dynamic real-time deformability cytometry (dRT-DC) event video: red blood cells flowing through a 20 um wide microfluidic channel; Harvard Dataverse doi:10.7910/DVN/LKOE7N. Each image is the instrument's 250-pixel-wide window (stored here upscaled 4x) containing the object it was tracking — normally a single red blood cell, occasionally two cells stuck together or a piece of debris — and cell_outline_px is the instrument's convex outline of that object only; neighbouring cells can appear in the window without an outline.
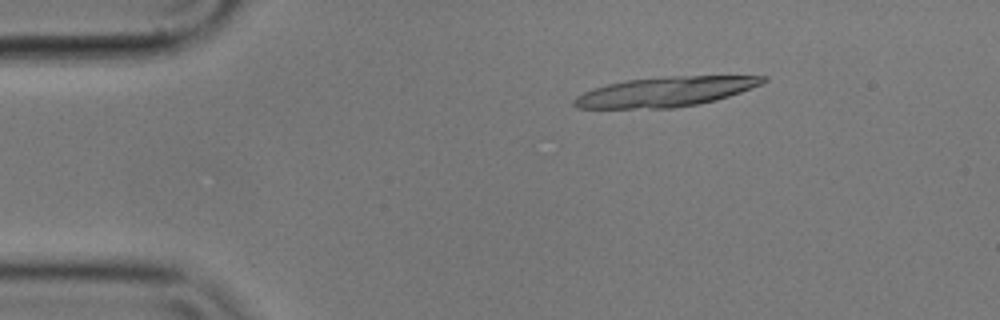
{"species": "common noctule bat (a hibernating species)", "species_latin": "Nyctalus noctula", "temperature_condition": "cold", "stored_images_in_passage": 6, "camera_frame_rate_fps": 3000, "um_per_image_px": 0.085, "animal": {"sex": "male", "body_mass_g": 17.9}, "frame": {"image": 1, "passage_image": 3, "time_ms": 0.667, "image_size_px": [1000, 320], "cell_outline_px": [[768, 80], [760, 84], [740, 92], [716, 100], [700, 104], [672, 108], [576, 108], [572, 104], [572, 100], [576, 96], [592, 88], [608, 84], [628, 80], [664, 76], [768, 76]], "centroid_in_image_um": [56.53, 7.8], "position_along_channel_um": 28.5, "area_um2": 32.66}}